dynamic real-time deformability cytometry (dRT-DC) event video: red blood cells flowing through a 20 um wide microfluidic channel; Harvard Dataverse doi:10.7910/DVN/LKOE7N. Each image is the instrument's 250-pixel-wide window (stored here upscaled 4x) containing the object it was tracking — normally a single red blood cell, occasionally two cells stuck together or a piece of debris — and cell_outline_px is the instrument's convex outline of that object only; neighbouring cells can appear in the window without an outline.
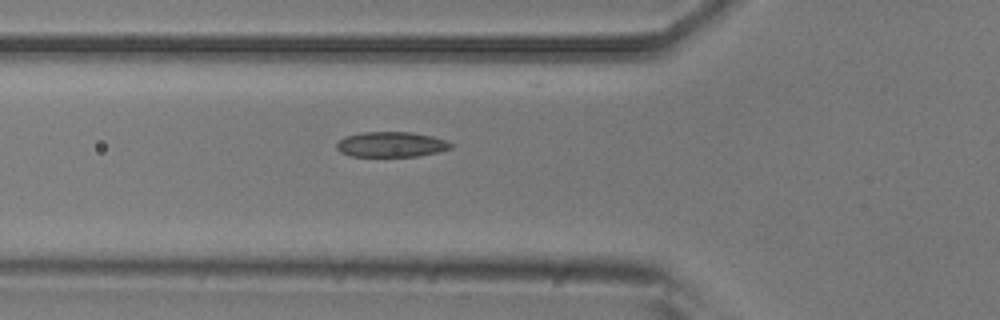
{"species": "common noctule bat (a hibernating species)", "species_latin": "Nyctalus noctula", "temperature_condition": "room temperature", "stored_images_in_passage": 7, "camera_frame_rate_fps": 3000, "um_per_image_px": 0.085, "animal": {"sex": "male", "body_mass_g": 20.5, "forearm_length_mm": 52.5}, "frame": {"image": 1, "passage_image": 7, "time_ms": 2.0, "image_size_px": [1000, 320], "cell_outline_px": [[452, 148], [436, 152], [416, 156], [348, 156], [340, 152], [336, 148], [336, 144], [344, 136], [364, 132], [412, 132], [432, 136], [444, 140], [452, 144]], "centroid_in_image_um": [33.21, 12.27], "position_along_channel_um": 92.6, "area_um2": 16.7}}